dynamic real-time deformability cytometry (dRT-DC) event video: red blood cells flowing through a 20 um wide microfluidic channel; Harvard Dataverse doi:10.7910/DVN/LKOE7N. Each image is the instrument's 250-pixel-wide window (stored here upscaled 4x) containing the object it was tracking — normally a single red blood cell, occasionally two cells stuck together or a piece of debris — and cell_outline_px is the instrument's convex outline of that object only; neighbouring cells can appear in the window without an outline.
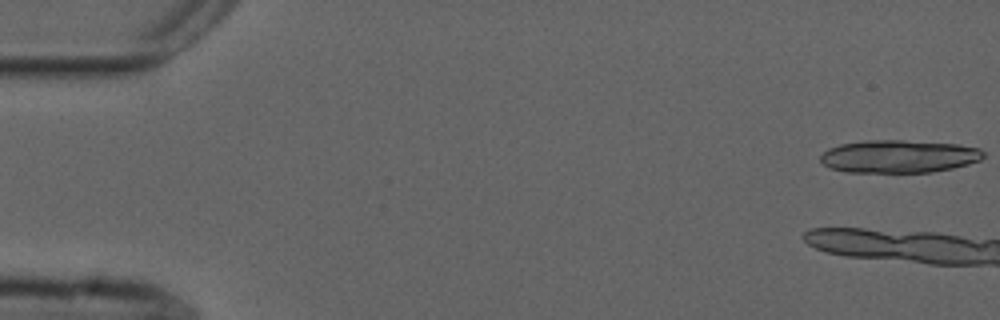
{"species": "common noctule bat (a hibernating species)", "species_latin": "Nyctalus noctula", "temperature_condition": "cold", "stored_images_in_passage": 10, "camera_frame_rate_fps": 3000, "um_per_image_px": 0.085, "animal": {"sex": "male", "forearm_length_mm": 52.5}, "frame": {"image": 1, "passage_image": 1, "time_ms": 0.0, "image_size_px": [1000, 320], "cell_outline_px": [[984, 156], [980, 160], [968, 164], [952, 168], [932, 172], [848, 172], [828, 168], [820, 160], [820, 156], [828, 148], [840, 144], [864, 140], [904, 140], [960, 144], [980, 148], [984, 152]], "centroid_in_image_um": [76.4, 13.28], "position_along_channel_um": 8.6, "area_um2": 31.39}}
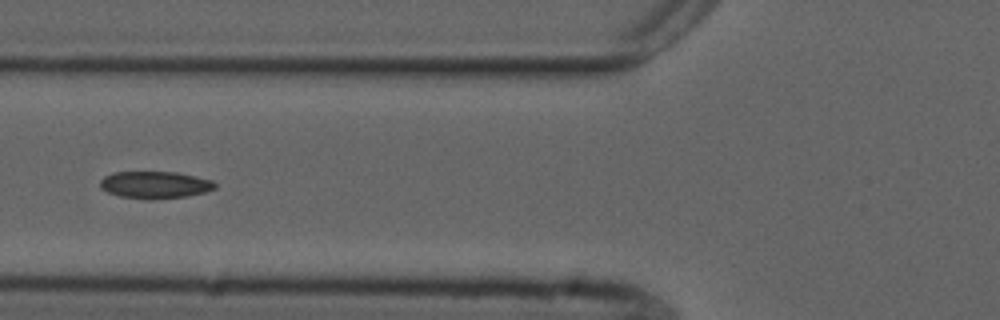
{"frame": {"image": 2, "passage_image": 7, "time_ms": 2.0, "image_size_px": [1000, 320], "cell_outline_px": [[216, 188], [204, 192], [184, 196], [152, 200], [120, 196], [108, 192], [100, 188], [100, 180], [104, 176], [112, 172], [176, 172], [196, 176], [212, 180], [216, 184]], "centroid_in_image_um": [13.15, 15.7], "position_along_channel_um": 112.6, "area_um2": 18.15}}
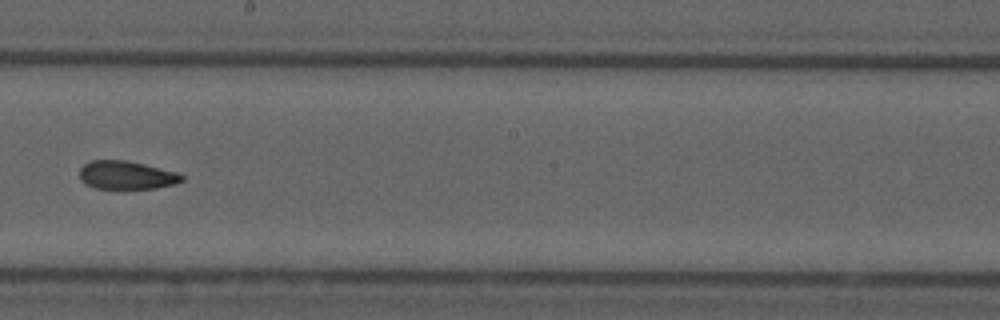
{"frame": {"image": 3, "passage_image": 10, "time_ms": 3.0, "image_size_px": [1000, 320], "cell_outline_px": [[184, 180], [176, 184], [156, 188], [96, 188], [84, 184], [80, 180], [80, 168], [84, 164], [92, 160], [124, 160], [144, 164], [176, 172], [184, 176]], "centroid_in_image_um": [10.74, 14.89], "position_along_channel_um": 237.5, "area_um2": 16.82}}